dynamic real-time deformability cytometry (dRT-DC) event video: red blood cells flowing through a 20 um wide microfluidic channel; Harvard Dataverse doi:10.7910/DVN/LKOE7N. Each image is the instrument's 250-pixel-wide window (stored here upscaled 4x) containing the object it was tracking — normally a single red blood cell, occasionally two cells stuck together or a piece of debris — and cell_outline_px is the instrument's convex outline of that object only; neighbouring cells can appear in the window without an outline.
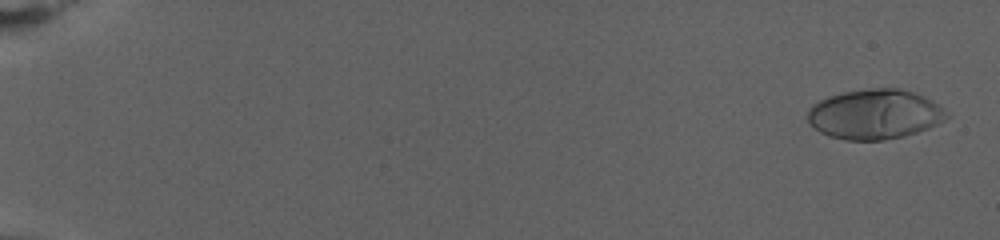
{"species": "human", "species_latin": "Homo sapiens", "temperature_condition": "warm", "stored_images_in_passage": 79, "camera_frame_rate_fps": 3000, "um_per_image_px": 0.085, "donor": {"sex": "female"}, "frame": {"image": 1, "passage_image": 3, "time_ms": 0.667, "image_size_px": [1000, 240], "cell_outline_px": [[948, 116], [944, 120], [928, 128], [904, 136], [884, 140], [844, 140], [828, 136], [820, 132], [808, 120], [808, 108], [812, 104], [828, 96], [844, 92], [872, 88], [896, 88], [912, 92], [932, 100], [940, 104], [948, 112]], "centroid_in_image_um": [74.35, 9.71], "position_along_channel_um": 10.6, "area_um2": 40.29}}
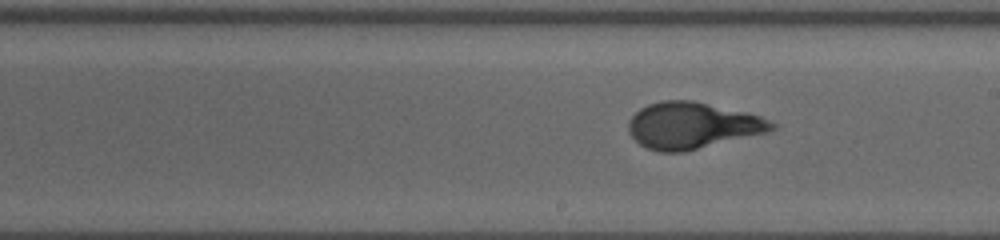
{"frame": {"image": 2, "passage_image": 48, "time_ms": 15.667, "image_size_px": [1000, 240], "cell_outline_px": [[776, 128], [768, 132], [684, 152], [660, 152], [648, 148], [640, 144], [628, 132], [628, 120], [640, 108], [648, 104], [660, 100], [692, 100], [744, 112], [760, 116], [776, 124]], "centroid_in_image_um": [58.82, 10.67], "position_along_channel_um": 230.2, "area_um2": 38.61}}
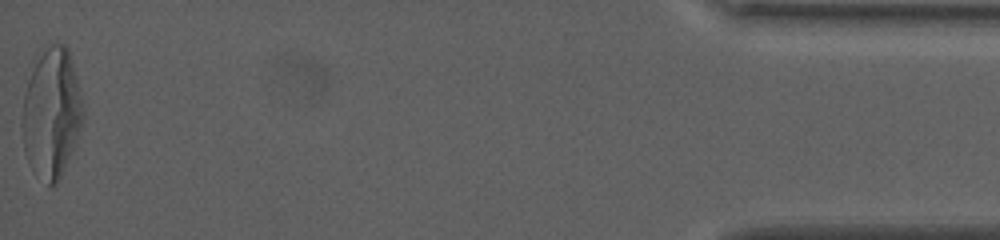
{"frame": {"image": 3, "passage_image": 79, "time_ms": 26.0, "image_size_px": [1000, 240], "cell_outline_px": [[84, 120], [72, 152], [56, 184], [48, 188], [28, 164], [24, 152], [20, 124], [24, 92], [28, 64], [40, 48], [52, 44], [64, 44], [68, 48], [84, 112]], "centroid_in_image_um": [4.31, 9.57], "position_along_channel_um": 430.9, "area_um2": 47.34}, "authors_computed_cell_mechanics": {"area_um2": 38.2636, "velocity_mm_per_s": 2.7352, "shape_relaxation_time_tau1_ms": 6.5805, "shape_relaxation_time_tau2_ms": null, "deformation_change_tau1": 0.2657, "deformation_change_tau2": null}}